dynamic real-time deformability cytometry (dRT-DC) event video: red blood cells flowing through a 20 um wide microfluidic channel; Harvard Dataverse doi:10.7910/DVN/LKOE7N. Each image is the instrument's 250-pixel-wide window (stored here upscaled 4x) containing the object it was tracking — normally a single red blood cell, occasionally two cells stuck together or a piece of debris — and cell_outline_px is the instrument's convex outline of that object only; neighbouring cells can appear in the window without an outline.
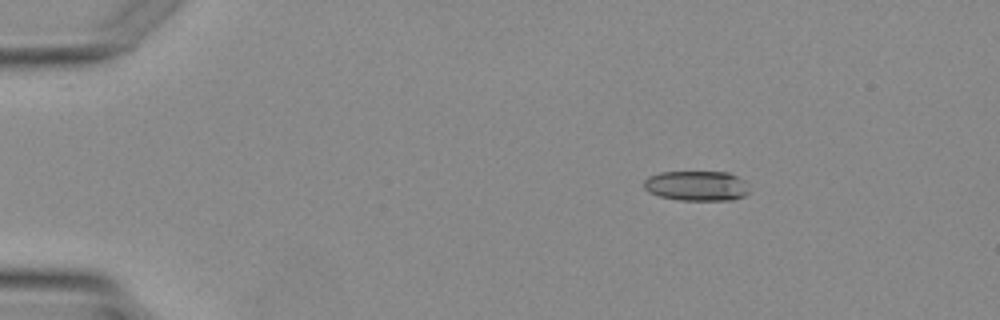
{"species": "Egyptian fruit bat (a non-hibernating species)", "species_latin": "Rousettus aegyptiacus", "temperature_condition": "warm", "stored_images_in_passage": 2, "camera_frame_rate_fps": 3000, "um_per_image_px": 0.085, "animal": {"sex": "female"}, "frame": {"image": 1, "passage_image": 1, "time_ms": 0.0, "image_size_px": [1000, 320], "cell_outline_px": [[748, 192], [744, 196], [732, 200], [680, 200], [660, 196], [648, 192], [644, 188], [644, 180], [648, 176], [660, 172], [728, 172], [744, 180]], "centroid_in_image_um": [59.18, 15.79], "position_along_channel_um": 25.8, "area_um2": 18.38}}